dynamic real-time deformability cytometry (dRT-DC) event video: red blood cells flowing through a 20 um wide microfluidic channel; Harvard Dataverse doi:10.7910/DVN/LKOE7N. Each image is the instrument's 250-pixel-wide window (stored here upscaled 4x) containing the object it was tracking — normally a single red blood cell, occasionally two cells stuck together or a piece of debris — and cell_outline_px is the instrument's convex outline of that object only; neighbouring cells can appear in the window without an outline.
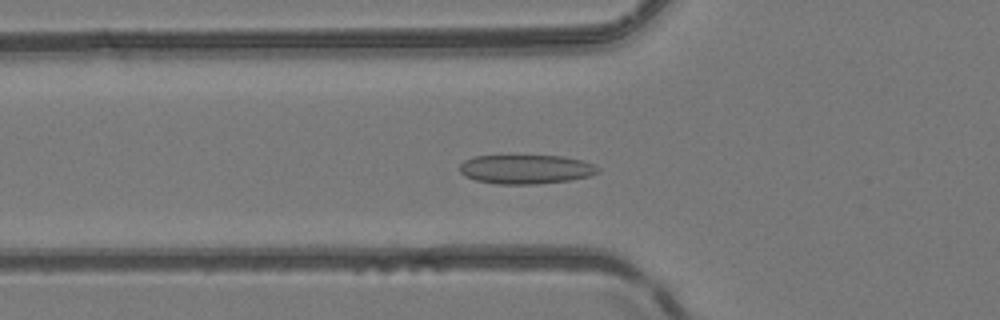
{"species": "common noctule bat (a hibernating species)", "species_latin": "Nyctalus noctula", "temperature_condition": "room temperature", "stored_images_in_passage": 50, "camera_frame_rate_fps": 3000, "um_per_image_px": 0.085, "animal": {"sex": "female", "body_mass_g": 24.6, "forearm_length_mm": 56.2}, "frame": {"image": 1, "passage_image": 18, "time_ms": 5.667, "image_size_px": [1000, 320], "cell_outline_px": [[600, 172], [588, 176], [568, 180], [536, 184], [496, 184], [476, 180], [464, 176], [460, 172], [460, 164], [464, 160], [472, 156], [564, 156], [584, 160], [600, 168]], "centroid_in_image_um": [44.69, 14.38], "position_along_channel_um": 81.1, "area_um2": 23.52}}
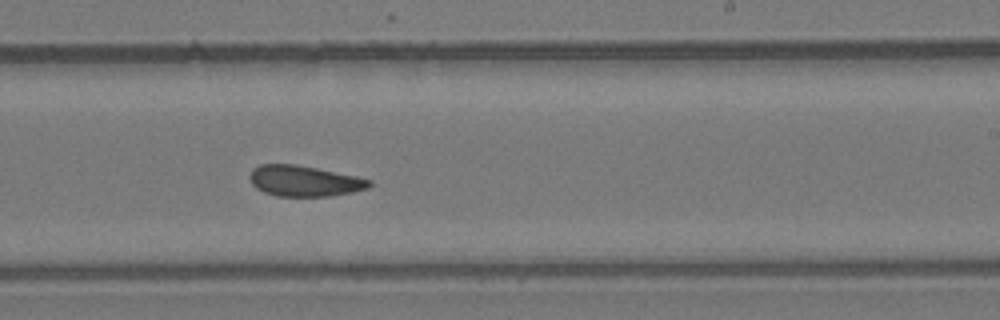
{"frame": {"image": 2, "passage_image": 31, "time_ms": 10.0, "image_size_px": [1000, 320], "cell_outline_px": [[372, 184], [368, 188], [352, 192], [328, 196], [276, 196], [264, 192], [256, 188], [252, 184], [248, 176], [252, 168], [260, 164], [296, 164], [356, 176], [372, 180]], "centroid_in_image_um": [25.83, 15.38], "position_along_channel_um": 263.2, "area_um2": 21.5}}
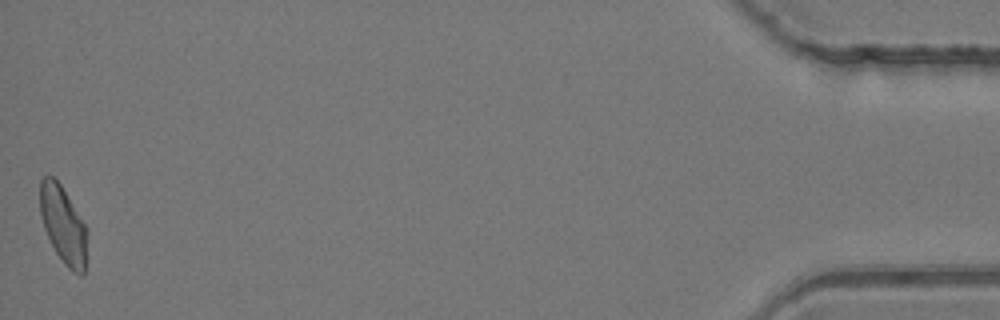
{"frame": {"image": 3, "passage_image": 50, "time_ms": 16.333, "image_size_px": [1000, 320], "cell_outline_px": [[88, 236], [84, 276], [80, 276], [72, 272], [64, 264], [56, 252], [44, 228], [40, 216], [40, 180], [44, 176], [52, 176], [60, 184], [88, 228]], "centroid_in_image_um": [5.4, 19.15], "position_along_channel_um": 429.8, "area_um2": 21.44}, "authors_computed_cell_mechanics": {"area_um2": 22.253, "velocity_mm_per_s": 4.1757, "shape_relaxation_time_tau1_ms": 6.9819, "shape_relaxation_time_tau2_ms": 2.2224, "deformation_change_tau1": 0.1235, "deformation_change_tau2": 0.0653}}